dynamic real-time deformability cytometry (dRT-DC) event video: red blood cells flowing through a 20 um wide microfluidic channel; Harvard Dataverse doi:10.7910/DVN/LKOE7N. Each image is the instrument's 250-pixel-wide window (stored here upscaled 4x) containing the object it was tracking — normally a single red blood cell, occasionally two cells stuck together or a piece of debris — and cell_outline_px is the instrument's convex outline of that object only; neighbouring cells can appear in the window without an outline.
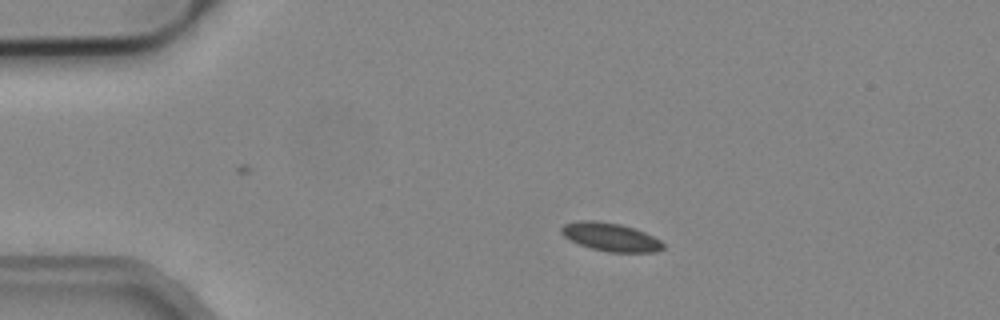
{"species": "common noctule bat (a hibernating species)", "species_latin": "Nyctalus noctula", "temperature_condition": "cold", "stored_images_in_passage": 4, "camera_frame_rate_fps": 3000, "um_per_image_px": 0.085, "animal": {"sex": "male", "body_mass_g": 19.2, "forearm_length_mm": 51.8}, "frame": {"image": 1, "passage_image": 2, "time_ms": 0.333, "image_size_px": [1000, 320], "cell_outline_px": [[664, 248], [656, 252], [608, 252], [592, 248], [580, 244], [564, 236], [560, 232], [560, 228], [564, 224], [580, 220], [596, 220], [620, 224], [636, 228], [660, 240], [664, 244]], "centroid_in_image_um": [51.91, 20.13], "position_along_channel_um": 33.1, "area_um2": 16.76}}
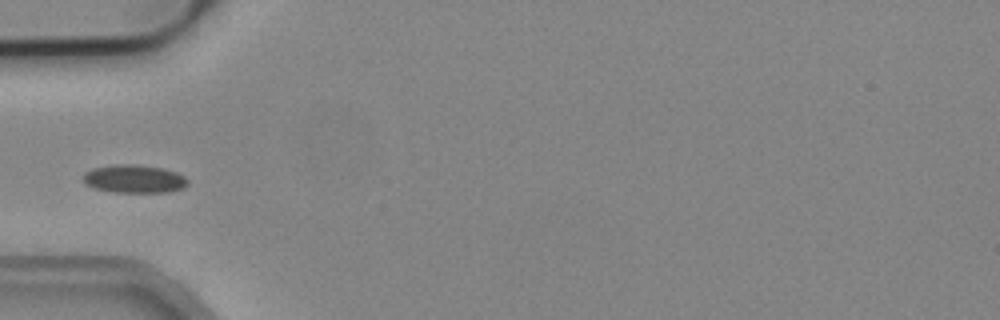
{"frame": {"image": 2, "passage_image": 4, "time_ms": 1.0, "image_size_px": [1000, 320], "cell_outline_px": [[188, 184], [184, 188], [168, 192], [116, 192], [92, 188], [84, 184], [84, 172], [92, 168], [112, 164], [136, 164], [164, 168], [176, 172], [184, 176], [188, 180]], "centroid_in_image_um": [11.4, 15.19], "position_along_channel_um": 73.6, "area_um2": 17.4}}